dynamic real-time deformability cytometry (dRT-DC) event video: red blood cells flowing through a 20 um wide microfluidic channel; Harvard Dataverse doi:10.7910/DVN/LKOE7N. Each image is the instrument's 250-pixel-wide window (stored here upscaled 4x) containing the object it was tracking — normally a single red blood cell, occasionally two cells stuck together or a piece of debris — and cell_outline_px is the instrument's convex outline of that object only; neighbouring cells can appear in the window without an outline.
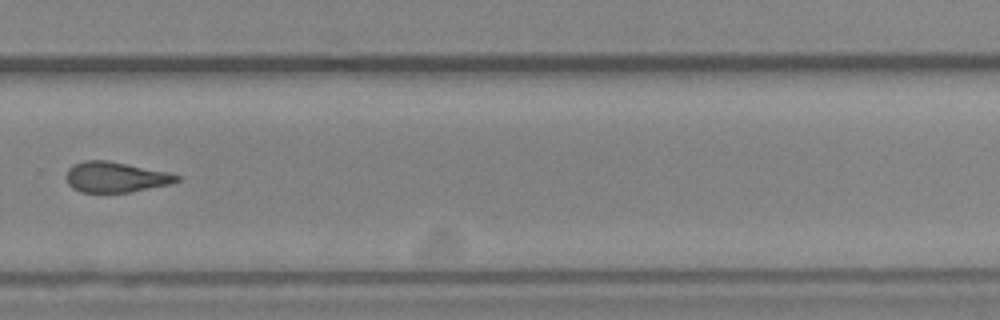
{"species": "Egyptian fruit bat (a non-hibernating species)", "species_latin": "Rousettus aegyptiacus", "temperature_condition": "cold", "stored_images_in_passage": 11, "camera_frame_rate_fps": 3000, "um_per_image_px": 0.085, "animal": {"sex": "female"}, "frame": {"image": 1, "passage_image": 11, "time_ms": 12.667, "image_size_px": [1000, 320], "cell_outline_px": [[180, 180], [168, 184], [128, 192], [80, 192], [72, 188], [68, 184], [64, 176], [68, 168], [72, 164], [84, 160], [108, 160], [168, 172], [180, 176]], "centroid_in_image_um": [9.75, 15.04], "position_along_channel_um": 320.1, "area_um2": 19.65}}